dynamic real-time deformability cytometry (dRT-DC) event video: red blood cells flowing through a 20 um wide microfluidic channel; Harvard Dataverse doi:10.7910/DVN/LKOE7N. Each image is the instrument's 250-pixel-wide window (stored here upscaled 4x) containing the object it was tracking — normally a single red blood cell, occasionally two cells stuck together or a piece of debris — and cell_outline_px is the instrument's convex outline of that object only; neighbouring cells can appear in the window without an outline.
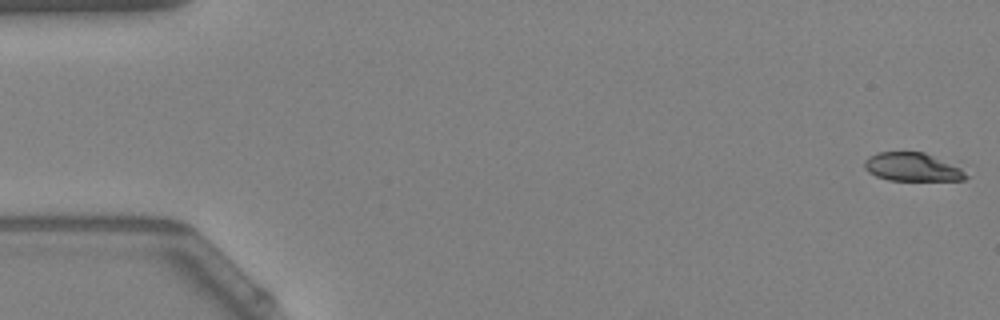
{"species": "Egyptian fruit bat (a non-hibernating species)", "species_latin": "Rousettus aegyptiacus", "temperature_condition": "warm", "stored_images_in_passage": 54, "camera_frame_rate_fps": 3000, "um_per_image_px": 0.085, "animal": {"sex": "female"}, "frame": {"image": 1, "passage_image": 1, "time_ms": 0.0, "image_size_px": [1000, 320], "cell_outline_px": [[968, 176], [964, 180], [888, 180], [876, 176], [868, 172], [864, 168], [864, 160], [868, 156], [876, 152], [924, 152], [960, 168]], "centroid_in_image_um": [77.48, 14.19], "position_along_channel_um": 7.5, "area_um2": 16.65}}
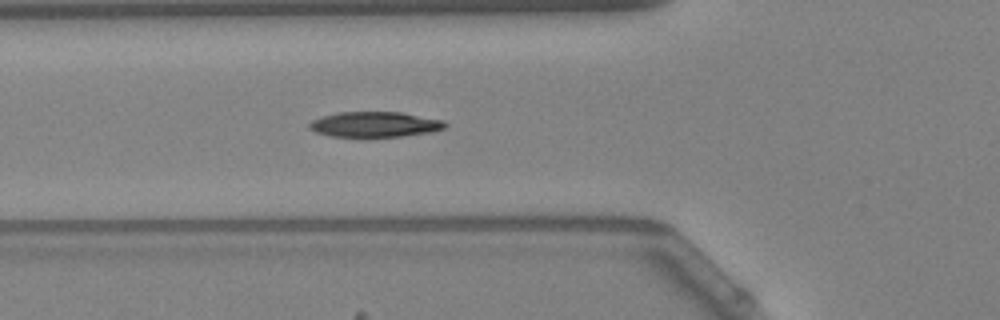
{"frame": {"image": 2, "passage_image": 20, "time_ms": 6.333, "image_size_px": [1000, 320], "cell_outline_px": [[448, 124], [444, 128], [432, 132], [400, 136], [364, 140], [328, 136], [316, 132], [308, 128], [308, 124], [312, 120], [324, 116], [340, 112], [400, 112], [444, 120]], "centroid_in_image_um": [31.82, 10.62], "position_along_channel_um": 94.0, "area_um2": 20.92}}
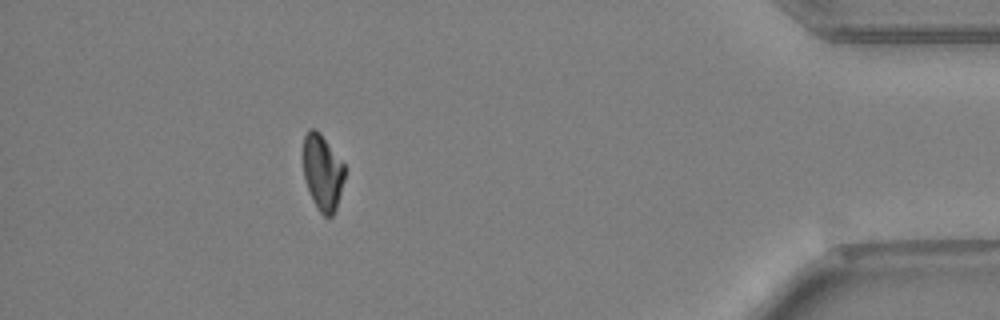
{"frame": {"image": 3, "passage_image": 49, "time_ms": 16.0, "image_size_px": [1000, 320], "cell_outline_px": [[344, 180], [336, 208], [332, 216], [324, 216], [316, 208], [312, 200], [304, 176], [304, 136], [308, 128], [316, 128], [320, 132], [344, 164]], "centroid_in_image_um": [27.41, 14.63], "position_along_channel_um": 407.8, "area_um2": 18.21}, "authors_computed_cell_mechanics": {"area_um2": 19.941, "velocity_mm_per_s": 3.7912, "shape_relaxation_time_tau1_ms": 9.04, "shape_relaxation_time_tau2_ms": null, "deformation_change_tau1": 0.2102, "deformation_change_tau2": null}}